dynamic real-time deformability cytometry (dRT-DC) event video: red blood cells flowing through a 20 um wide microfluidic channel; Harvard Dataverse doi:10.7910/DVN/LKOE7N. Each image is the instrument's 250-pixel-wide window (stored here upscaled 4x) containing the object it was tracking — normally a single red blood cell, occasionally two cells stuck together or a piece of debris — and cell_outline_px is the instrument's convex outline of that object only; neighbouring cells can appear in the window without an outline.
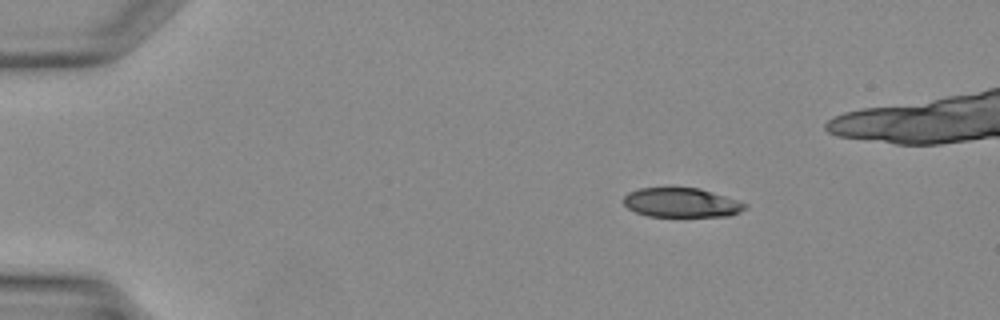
{"species": "Egyptian fruit bat (a non-hibernating species)", "species_latin": "Rousettus aegyptiacus", "temperature_condition": "warm", "stored_images_in_passage": 36, "camera_frame_rate_fps": 3000, "um_per_image_px": 0.085, "animal": {"sex": "female"}, "frame": {"image": 1, "passage_image": 6, "time_ms": 1.667, "image_size_px": [1000, 320], "cell_outline_px": [[748, 208], [732, 216], [648, 216], [636, 212], [628, 208], [624, 204], [624, 196], [628, 192], [640, 188], [668, 184], [672, 184], [700, 188], [740, 200], [748, 204]], "centroid_in_image_um": [57.94, 17.17], "position_along_channel_um": 27.1, "area_um2": 21.85}}
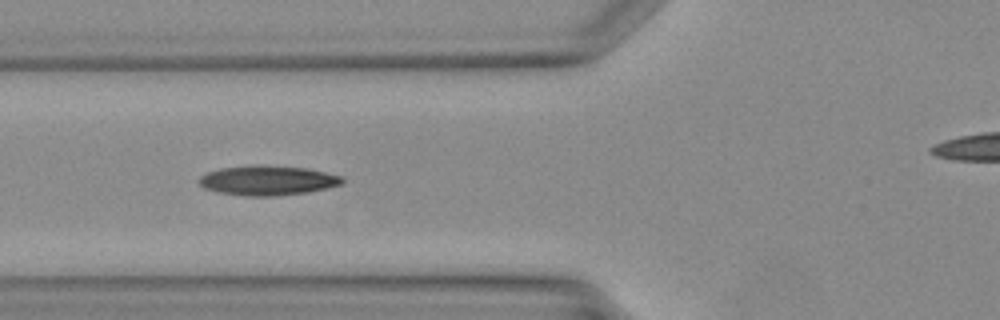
{"frame": {"image": 2, "passage_image": 15, "time_ms": 4.667, "image_size_px": [1000, 320], "cell_outline_px": [[344, 184], [308, 192], [272, 196], [244, 196], [220, 192], [204, 188], [196, 180], [200, 176], [208, 172], [220, 168], [256, 164], [304, 168], [324, 172], [340, 176], [344, 180]], "centroid_in_image_um": [22.72, 15.33], "position_along_channel_um": 103.1, "area_um2": 24.74}}
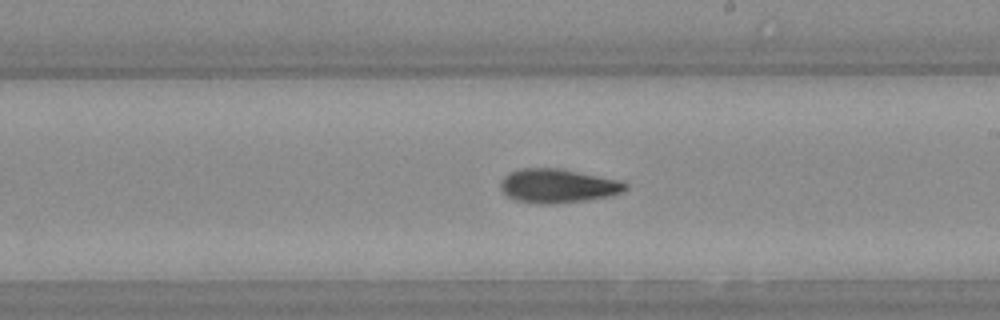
{"frame": {"image": 3, "passage_image": 23, "time_ms": 7.333, "image_size_px": [1000, 320], "cell_outline_px": [[628, 188], [624, 192], [608, 196], [584, 200], [544, 204], [516, 200], [508, 196], [500, 188], [500, 184], [504, 176], [508, 172], [520, 168], [556, 168], [624, 180], [628, 184]], "centroid_in_image_um": [47.45, 15.78], "position_along_channel_um": 241.6, "area_um2": 24.62}}